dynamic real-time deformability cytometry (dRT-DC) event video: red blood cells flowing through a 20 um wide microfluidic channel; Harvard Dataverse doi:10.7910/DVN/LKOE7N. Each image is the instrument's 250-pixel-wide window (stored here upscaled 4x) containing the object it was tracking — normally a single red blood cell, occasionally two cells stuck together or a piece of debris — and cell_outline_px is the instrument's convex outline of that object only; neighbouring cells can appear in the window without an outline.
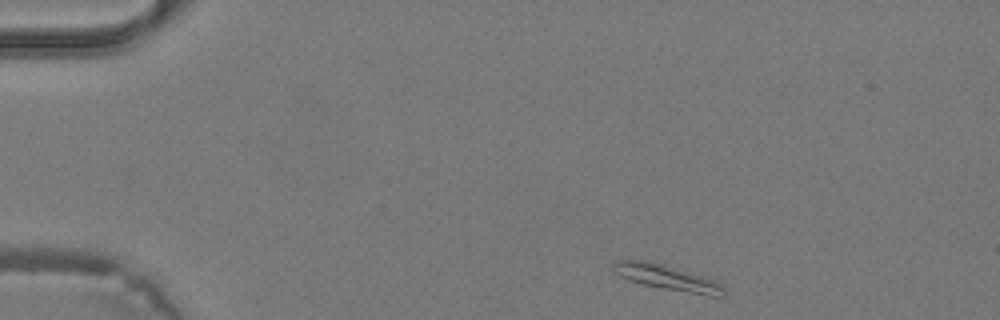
{"species": "common noctule bat (a hibernating species)", "species_latin": "Nyctalus noctula", "temperature_condition": "warm", "stored_images_in_passage": 34, "camera_frame_rate_fps": 3000, "um_per_image_px": 0.085, "animal": {"sex": "male", "body_mass_g": 19.2, "forearm_length_mm": 51.8}, "frame": {"image": 1, "passage_image": 1, "time_ms": 0.0, "image_size_px": [1000, 320], "cell_outline_px": [[724, 296], [712, 296], [664, 288], [644, 284], [628, 280], [612, 272], [612, 264], [616, 260], [648, 260], [704, 276], [716, 280], [724, 288]], "centroid_in_image_um": [56.66, 23.57], "position_along_channel_um": 28.3, "area_um2": 16.13}}
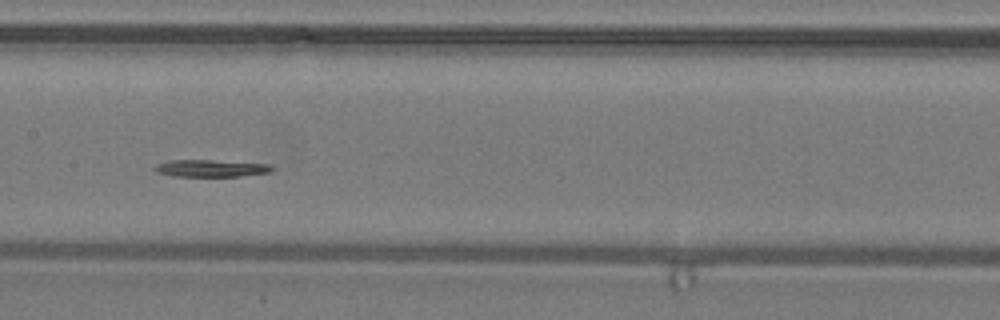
{"frame": {"image": 2, "passage_image": 15, "time_ms": 4.667, "image_size_px": [1000, 320], "cell_outline_px": [[276, 168], [272, 172], [240, 176], [172, 176], [156, 172], [156, 164], [168, 160], [212, 160], [268, 164]], "centroid_in_image_um": [17.96, 14.3], "position_along_channel_um": 189.4, "area_um2": 11.68}}
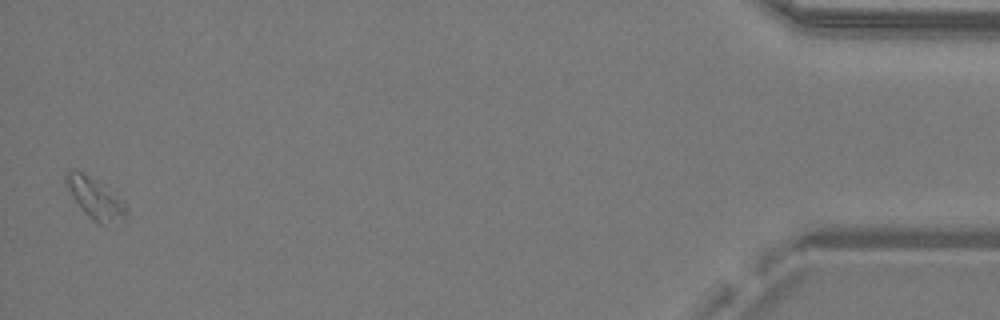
{"frame": {"image": 3, "passage_image": 34, "time_ms": 11.0, "image_size_px": [1000, 320], "cell_outline_px": [[124, 224], [100, 224], [84, 212], [72, 196], [64, 180], [64, 176], [68, 172], [80, 172], [88, 176], [120, 200], [124, 204]], "centroid_in_image_um": [8.08, 16.94], "position_along_channel_um": 427.1, "area_um2": 13.29}}